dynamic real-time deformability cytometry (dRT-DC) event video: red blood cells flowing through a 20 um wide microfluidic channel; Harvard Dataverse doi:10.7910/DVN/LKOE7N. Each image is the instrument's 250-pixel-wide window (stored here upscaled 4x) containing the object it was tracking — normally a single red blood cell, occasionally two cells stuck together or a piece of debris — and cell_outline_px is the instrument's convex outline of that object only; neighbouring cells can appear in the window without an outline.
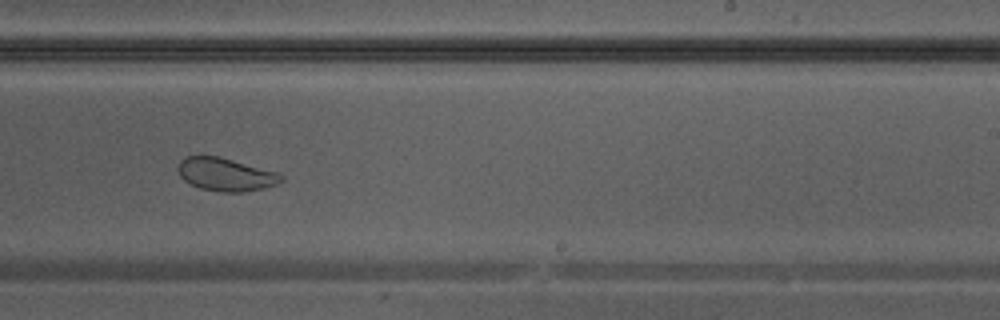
{"species": "Egyptian fruit bat (a non-hibernating species)", "species_latin": "Rousettus aegyptiacus", "temperature_condition": "warm", "stored_images_in_passage": 36, "camera_frame_rate_fps": 3000, "um_per_image_px": 0.085, "animal": {"sex": "male"}, "frame": {"image": 1, "passage_image": 21, "time_ms": 6.667, "image_size_px": [1000, 320], "cell_outline_px": [[284, 180], [276, 184], [264, 188], [244, 192], [220, 192], [200, 188], [184, 180], [180, 176], [176, 168], [176, 164], [184, 156], [220, 156], [280, 172], [284, 176]], "centroid_in_image_um": [19.2, 14.81], "position_along_channel_um": 269.8, "area_um2": 20.29}}
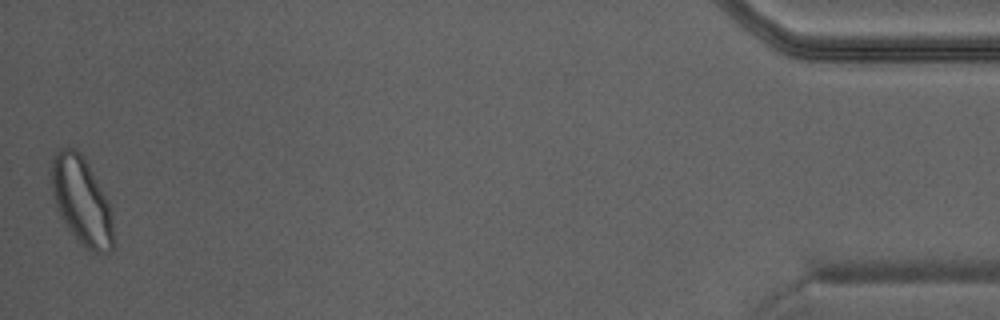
{"frame": {"image": 2, "passage_image": 36, "time_ms": 11.667, "image_size_px": [1000, 320], "cell_outline_px": [[116, 244], [108, 252], [92, 252], [72, 232], [64, 220], [56, 204], [52, 192], [48, 172], [48, 168], [52, 156], [60, 148], [76, 148], [80, 152], [88, 164], [108, 200], [112, 220]], "centroid_in_image_um": [6.92, 17.01], "position_along_channel_um": 428.3, "area_um2": 31.62}}